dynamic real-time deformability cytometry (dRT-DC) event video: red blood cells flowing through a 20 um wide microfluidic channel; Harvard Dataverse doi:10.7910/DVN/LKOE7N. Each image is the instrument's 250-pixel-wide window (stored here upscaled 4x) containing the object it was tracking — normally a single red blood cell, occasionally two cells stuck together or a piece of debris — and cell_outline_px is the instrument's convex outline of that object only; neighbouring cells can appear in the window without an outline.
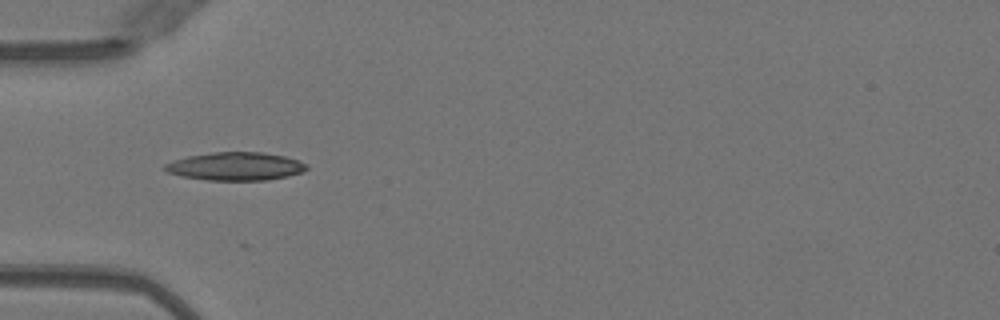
{"species": "Egyptian fruit bat (a non-hibernating species)", "species_latin": "Rousettus aegyptiacus", "temperature_condition": "warm", "stored_images_in_passage": 12, "camera_frame_rate_fps": 3000, "um_per_image_px": 0.085, "animal": {"sex": "female"}, "frame": {"image": 1, "passage_image": 4, "time_ms": 1.0, "image_size_px": [1000, 320], "cell_outline_px": [[308, 168], [300, 172], [288, 176], [268, 180], [208, 180], [184, 176], [168, 172], [164, 168], [164, 164], [172, 160], [188, 156], [216, 152], [264, 152], [284, 156], [308, 164]], "centroid_in_image_um": [20.03, 14.13], "position_along_channel_um": 65.0, "area_um2": 23.06}}
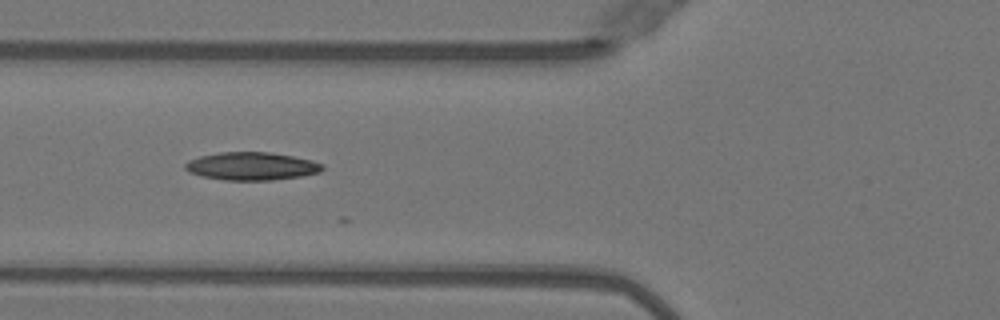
{"frame": {"image": 2, "passage_image": 7, "time_ms": 2.0, "image_size_px": [1000, 320], "cell_outline_px": [[324, 168], [320, 172], [300, 176], [272, 180], [224, 180], [204, 176], [188, 172], [184, 168], [184, 164], [188, 160], [200, 156], [220, 152], [268, 152], [292, 156], [312, 160], [324, 164]], "centroid_in_image_um": [21.38, 14.12], "position_along_channel_um": 104.4, "area_um2": 22.31}}
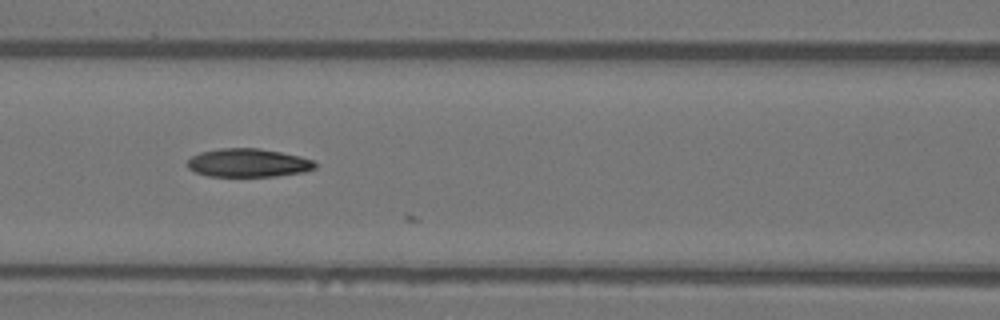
{"frame": {"image": 3, "passage_image": 10, "time_ms": 3.0, "image_size_px": [1000, 320], "cell_outline_px": [[316, 168], [304, 172], [276, 176], [208, 176], [196, 172], [188, 168], [188, 160], [192, 156], [200, 152], [220, 148], [260, 148], [300, 156], [312, 160], [316, 164]], "centroid_in_image_um": [21.1, 13.84], "position_along_channel_um": 145.5, "area_um2": 21.1}}